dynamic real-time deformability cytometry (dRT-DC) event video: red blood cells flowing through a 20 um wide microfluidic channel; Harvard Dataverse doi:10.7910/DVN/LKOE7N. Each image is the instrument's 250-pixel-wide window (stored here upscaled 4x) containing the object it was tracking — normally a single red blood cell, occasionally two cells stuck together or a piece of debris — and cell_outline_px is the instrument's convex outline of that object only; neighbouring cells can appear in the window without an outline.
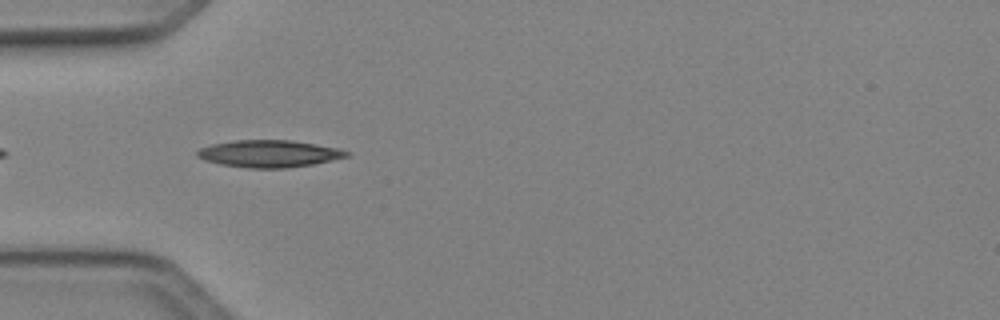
{"species": "Egyptian fruit bat (a non-hibernating species)", "species_latin": "Rousettus aegyptiacus", "temperature_condition": "cold", "stored_images_in_passage": 9, "camera_frame_rate_fps": 3000, "um_per_image_px": 0.085, "animal": {"sex": "female"}, "frame": {"image": 1, "passage_image": 3, "time_ms": 0.667, "image_size_px": [1000, 320], "cell_outline_px": [[352, 156], [312, 164], [288, 168], [248, 168], [220, 164], [204, 160], [196, 156], [196, 152], [200, 148], [212, 144], [232, 140], [292, 140], [340, 148], [352, 152]], "centroid_in_image_um": [22.91, 13.06], "position_along_channel_um": 62.1, "area_um2": 23.87}}
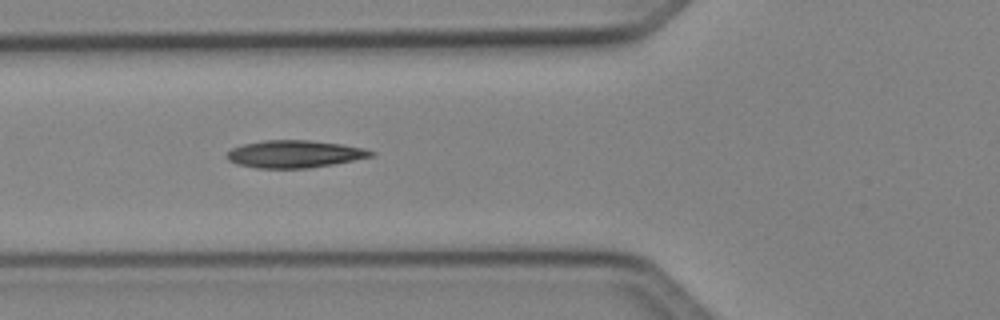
{"frame": {"image": 2, "passage_image": 6, "time_ms": 1.667, "image_size_px": [1000, 320], "cell_outline_px": [[376, 156], [332, 164], [308, 168], [256, 168], [236, 164], [228, 160], [228, 152], [232, 148], [244, 144], [264, 140], [308, 140], [340, 144], [364, 148], [376, 152]], "centroid_in_image_um": [25.06, 13.09], "position_along_channel_um": 100.7, "area_um2": 22.95}}
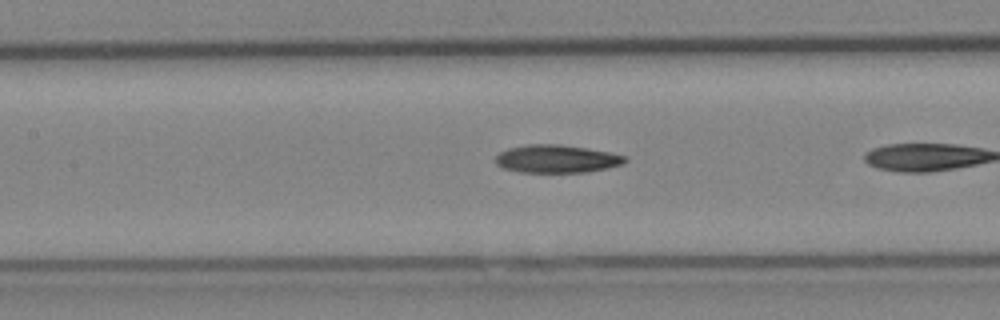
{"frame": {"image": 3, "passage_image": 8, "time_ms": 2.333, "image_size_px": [1000, 320], "cell_outline_px": [[628, 160], [624, 164], [608, 168], [588, 172], [520, 172], [504, 168], [496, 164], [496, 156], [500, 152], [508, 148], [528, 144], [560, 144], [588, 148], [612, 152], [628, 156]], "centroid_in_image_um": [47.38, 13.49], "position_along_channel_um": 160.0, "area_um2": 21.33}}